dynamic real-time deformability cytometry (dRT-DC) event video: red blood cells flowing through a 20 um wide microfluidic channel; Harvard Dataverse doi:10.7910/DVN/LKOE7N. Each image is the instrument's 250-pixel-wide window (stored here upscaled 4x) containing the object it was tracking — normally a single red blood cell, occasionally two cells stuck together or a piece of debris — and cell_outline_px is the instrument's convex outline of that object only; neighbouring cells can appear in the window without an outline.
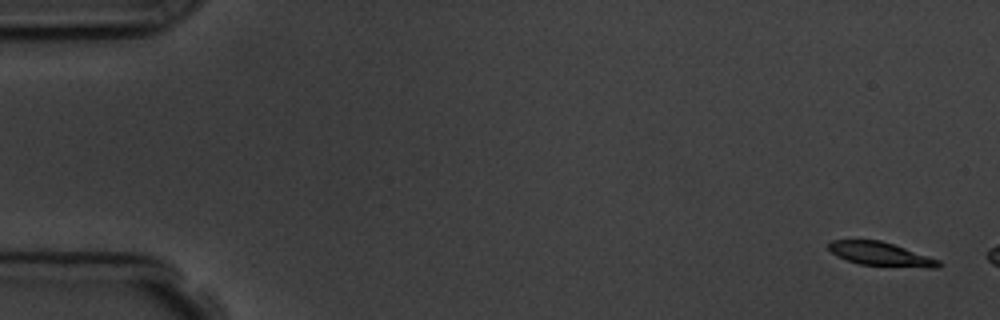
{"species": "common noctule bat (a hibernating species)", "species_latin": "Nyctalus noctula", "temperature_condition": "room temperature", "stored_images_in_passage": 3, "camera_frame_rate_fps": 3000, "um_per_image_px": 0.085, "animal": {"sex": "male", "body_mass_g": 19.5, "forearm_length_mm": 54.6}, "frame": {"image": 1, "passage_image": 1, "time_ms": 0.0, "image_size_px": [1000, 320], "cell_outline_px": [[944, 264], [940, 268], [928, 268], [860, 264], [836, 256], [828, 248], [828, 244], [832, 240], [880, 240], [940, 260]], "centroid_in_image_um": [74.89, 21.6], "position_along_channel_um": 10.1, "area_um2": 15.09}}